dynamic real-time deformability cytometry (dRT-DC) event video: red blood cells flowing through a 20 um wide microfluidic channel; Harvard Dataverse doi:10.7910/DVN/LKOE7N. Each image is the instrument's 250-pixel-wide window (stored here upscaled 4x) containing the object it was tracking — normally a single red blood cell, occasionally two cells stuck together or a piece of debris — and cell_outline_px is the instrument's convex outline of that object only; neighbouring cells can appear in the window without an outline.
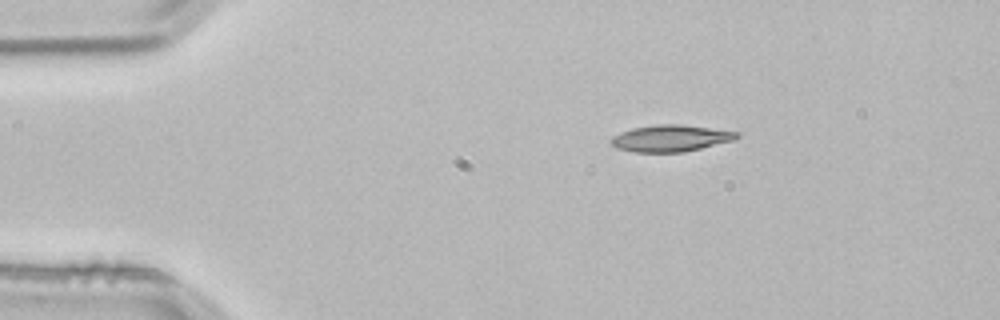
{"species": "common noctule bat (a hibernating species)", "species_latin": "Nyctalus noctula", "temperature_condition": "room temperature", "stored_images_in_passage": 2, "camera_frame_rate_fps": 3000, "um_per_image_px": 0.085, "animal": {"sex": "male", "body_mass_g": 21.5, "forearm_length_mm": 52.0}, "frame": {"image": 1, "passage_image": 1, "time_ms": 0.0, "image_size_px": [1000, 320], "cell_outline_px": [[740, 136], [736, 140], [684, 152], [636, 152], [616, 148], [608, 140], [612, 136], [620, 132], [632, 128], [656, 124], [680, 124], [740, 132]], "centroid_in_image_um": [57.01, 11.75], "position_along_channel_um": 28.0, "area_um2": 19.71}}